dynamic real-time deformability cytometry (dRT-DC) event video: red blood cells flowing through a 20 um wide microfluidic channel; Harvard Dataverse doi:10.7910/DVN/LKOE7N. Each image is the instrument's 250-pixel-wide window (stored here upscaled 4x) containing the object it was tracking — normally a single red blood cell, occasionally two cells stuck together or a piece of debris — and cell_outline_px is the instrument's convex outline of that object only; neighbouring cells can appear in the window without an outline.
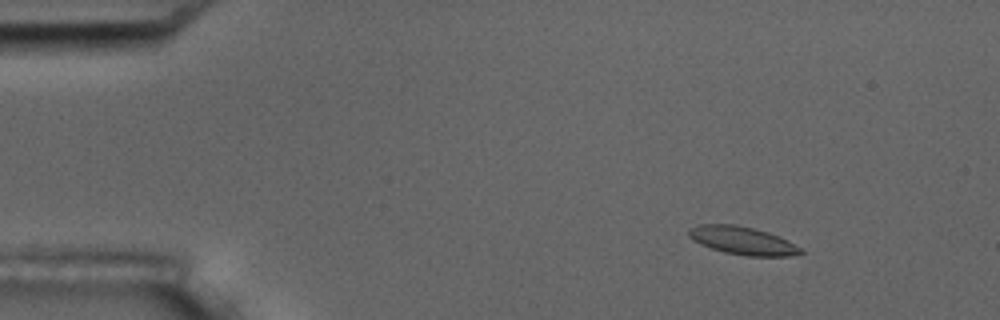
{"species": "common noctule bat (a hibernating species)", "species_latin": "Nyctalus noctula", "temperature_condition": "room temperature", "stored_images_in_passage": 6, "camera_frame_rate_fps": 3000, "um_per_image_px": 0.085, "animal": {"sex": "male", "body_mass_g": 17.5, "forearm_length_mm": 52.3}, "frame": {"image": 1, "passage_image": 1, "time_ms": 0.0, "image_size_px": [1000, 320], "cell_outline_px": [[804, 252], [788, 256], [748, 256], [724, 252], [700, 244], [692, 240], [688, 236], [688, 228], [700, 224], [736, 224], [768, 232], [800, 248]], "centroid_in_image_um": [63.03, 20.44], "position_along_channel_um": 22.0, "area_um2": 17.98}}